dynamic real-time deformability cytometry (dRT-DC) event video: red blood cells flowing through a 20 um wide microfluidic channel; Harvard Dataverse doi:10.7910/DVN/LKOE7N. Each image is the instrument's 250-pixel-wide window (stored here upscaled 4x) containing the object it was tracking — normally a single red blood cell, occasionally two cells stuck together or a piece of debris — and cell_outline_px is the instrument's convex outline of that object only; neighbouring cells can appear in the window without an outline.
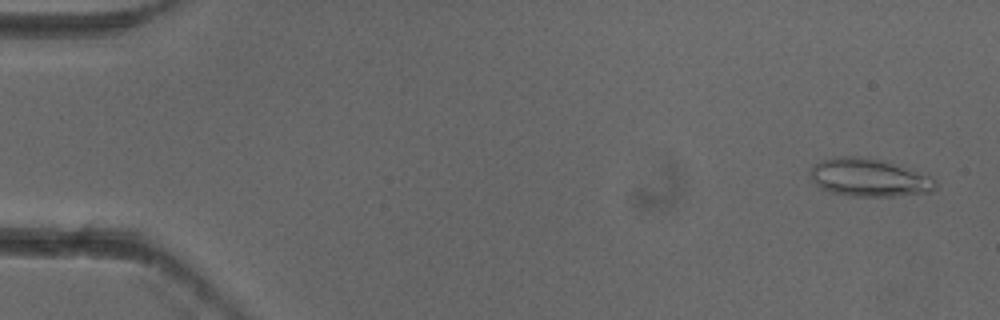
{"species": "common noctule bat (a hibernating species)", "species_latin": "Nyctalus noctula", "temperature_condition": "cold", "stored_images_in_passage": 3, "camera_frame_rate_fps": 3000, "um_per_image_px": 0.085, "animal": {"sex": "female"}, "frame": {"image": 1, "passage_image": 1, "time_ms": 0.0, "image_size_px": [1000, 320], "cell_outline_px": [[936, 188], [932, 192], [892, 196], [852, 196], [832, 192], [820, 188], [812, 180], [812, 168], [816, 164], [824, 160], [836, 156], [852, 156], [880, 160], [912, 168], [936, 180]], "centroid_in_image_um": [73.92, 15.1], "position_along_channel_um": 11.1, "area_um2": 27.4}}